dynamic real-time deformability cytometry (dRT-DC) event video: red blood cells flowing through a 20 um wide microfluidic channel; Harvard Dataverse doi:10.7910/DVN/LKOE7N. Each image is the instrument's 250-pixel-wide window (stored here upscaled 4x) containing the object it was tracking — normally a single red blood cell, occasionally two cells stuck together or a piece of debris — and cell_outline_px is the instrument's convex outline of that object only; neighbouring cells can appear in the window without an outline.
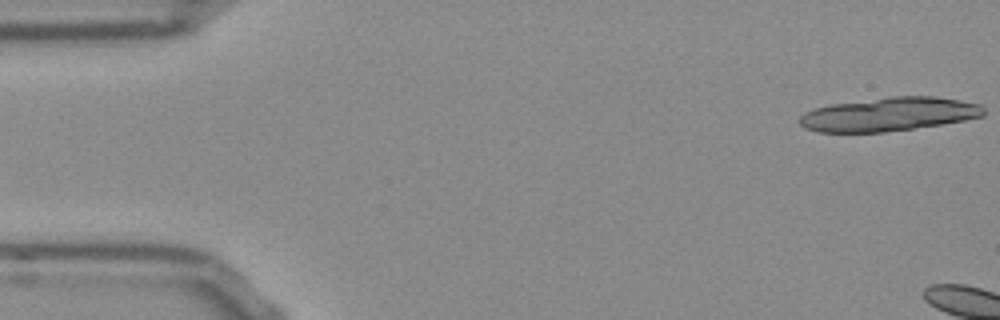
{"species": "Egyptian fruit bat (a non-hibernating species)", "species_latin": "Rousettus aegyptiacus", "temperature_condition": "room temperature", "stored_images_in_passage": 4, "camera_frame_rate_fps": 3000, "um_per_image_px": 0.085, "frame": {"image": 1, "passage_image": 1, "time_ms": 0.0, "image_size_px": [1000, 320], "cell_outline_px": [[984, 116], [964, 120], [940, 124], [884, 132], [816, 132], [804, 128], [800, 124], [800, 116], [804, 112], [828, 104], [888, 96], [936, 96], [984, 104]], "centroid_in_image_um": [75.56, 9.7], "position_along_channel_um": 9.4, "area_um2": 36.41}}